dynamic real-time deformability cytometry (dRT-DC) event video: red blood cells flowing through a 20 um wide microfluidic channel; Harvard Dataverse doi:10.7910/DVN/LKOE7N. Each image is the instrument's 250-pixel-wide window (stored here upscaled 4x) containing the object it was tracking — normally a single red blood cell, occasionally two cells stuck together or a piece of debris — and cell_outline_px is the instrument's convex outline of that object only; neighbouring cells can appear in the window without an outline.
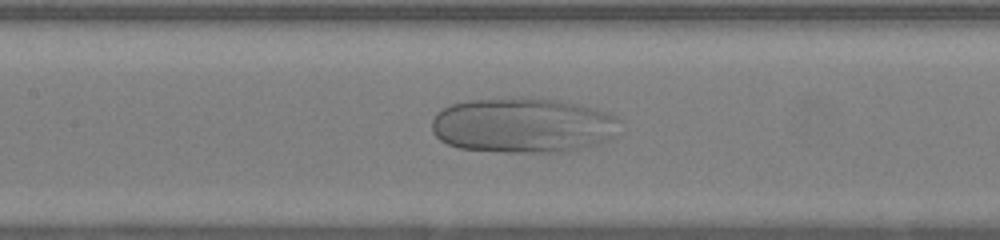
{"species": "human", "species_latin": "Homo sapiens", "temperature_condition": "warm", "stored_images_in_passage": 47, "camera_frame_rate_fps": 3000, "um_per_image_px": 0.085, "donor": {"sex": "female"}, "frame": {"image": 1, "passage_image": 20, "time_ms": 6.333, "image_size_px": [1000, 240], "cell_outline_px": [[620, 120], [612, 136], [608, 140], [596, 144], [564, 152], [504, 152], [460, 148], [448, 144], [440, 140], [432, 132], [432, 120], [436, 112], [452, 104], [468, 100], [520, 96], [560, 100], [592, 108], [616, 116]], "centroid_in_image_um": [44.4, 10.64], "position_along_channel_um": 163.0, "area_um2": 60.57}}
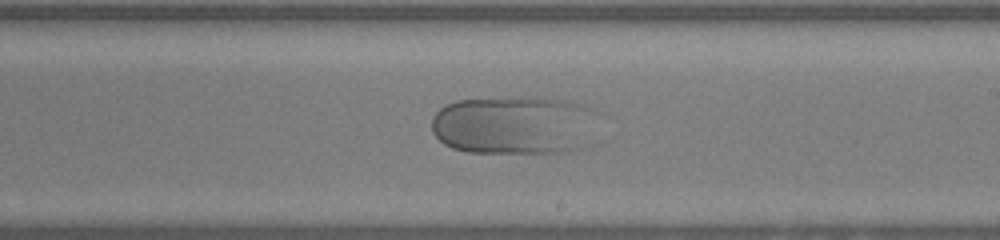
{"frame": {"image": 2, "passage_image": 26, "time_ms": 8.333, "image_size_px": [1000, 240], "cell_outline_px": [[576, 148], [568, 152], [468, 152], [452, 148], [444, 144], [432, 132], [432, 116], [440, 108], [456, 100], [516, 96], [532, 96], [564, 100], [576, 104]], "centroid_in_image_um": [43.14, 10.61], "position_along_channel_um": 245.9, "area_um2": 52.66}}
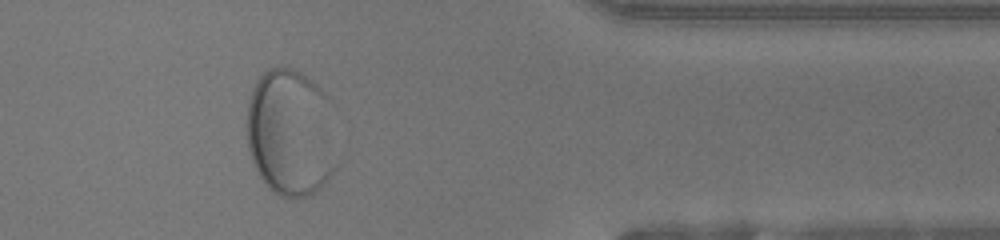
{"frame": {"image": 3, "passage_image": 38, "time_ms": 12.333, "image_size_px": [1000, 240], "cell_outline_px": [[336, 168], [320, 188], [316, 192], [308, 196], [280, 196], [260, 176], [252, 160], [248, 148], [248, 100], [252, 88], [256, 80], [268, 68], [292, 68], [300, 72], [312, 80], [328, 96]], "centroid_in_image_um": [24.69, 11.26], "position_along_channel_um": 386.7, "area_um2": 66.18}}